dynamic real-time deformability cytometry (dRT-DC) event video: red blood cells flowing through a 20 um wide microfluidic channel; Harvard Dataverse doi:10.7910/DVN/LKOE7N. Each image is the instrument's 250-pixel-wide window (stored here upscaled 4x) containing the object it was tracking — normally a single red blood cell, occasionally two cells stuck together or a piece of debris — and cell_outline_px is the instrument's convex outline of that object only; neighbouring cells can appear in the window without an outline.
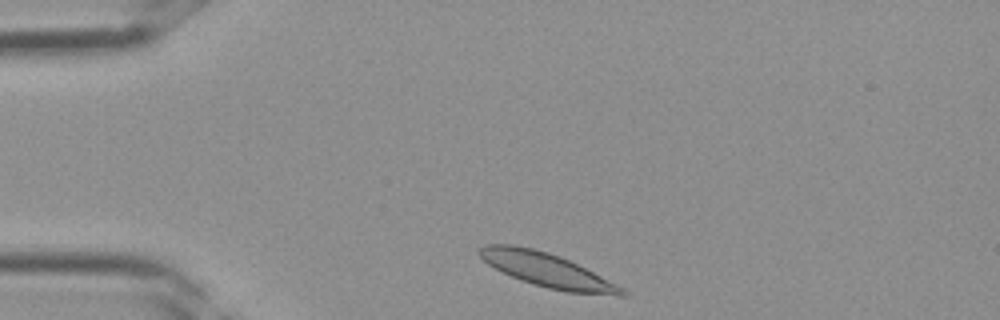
{"species": "Egyptian fruit bat (a non-hibernating species)", "species_latin": "Rousettus aegyptiacus", "temperature_condition": "room temperature", "stored_images_in_passage": 25, "camera_frame_rate_fps": 3000, "um_per_image_px": 0.085, "frame": {"image": 1, "passage_image": 1, "time_ms": 0.0, "image_size_px": [1000, 320], "cell_outline_px": [[628, 296], [620, 296], [568, 292], [548, 288], [532, 284], [520, 280], [488, 264], [476, 252], [484, 244], [512, 244], [532, 248], [548, 252], [560, 256], [624, 288], [628, 292]], "centroid_in_image_um": [46.49, 22.96], "position_along_channel_um": 38.5, "area_um2": 27.92}}
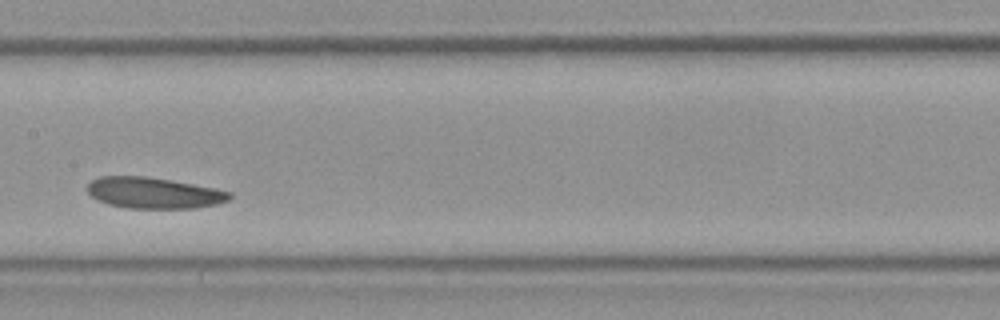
{"frame": {"image": 2, "passage_image": 12, "time_ms": 3.667, "image_size_px": [1000, 320], "cell_outline_px": [[232, 196], [228, 200], [216, 204], [196, 208], [128, 208], [108, 204], [96, 200], [88, 192], [88, 184], [92, 180], [100, 176], [144, 176], [216, 188], [232, 192]], "centroid_in_image_um": [13.07, 16.4], "position_along_channel_um": 194.3, "area_um2": 25.66}}
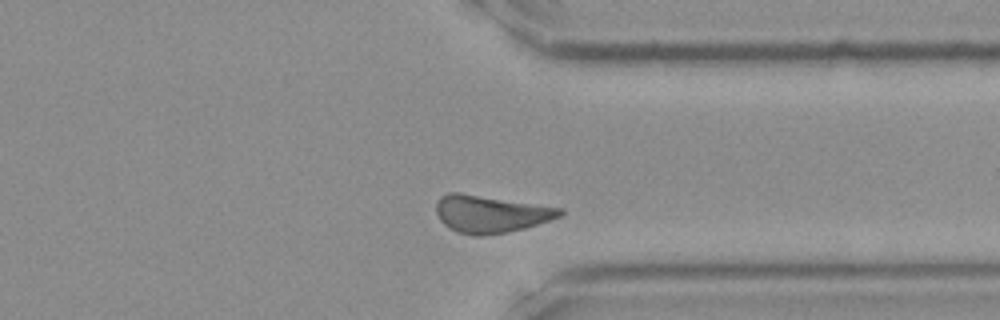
{"frame": {"image": 3, "passage_image": 22, "time_ms": 7.0, "image_size_px": [1000, 320], "cell_outline_px": [[564, 212], [560, 216], [524, 228], [484, 236], [472, 236], [456, 232], [448, 228], [440, 220], [436, 212], [436, 204], [440, 196], [448, 192], [460, 192], [564, 208]], "centroid_in_image_um": [41.66, 18.17], "position_along_channel_um": 369.7, "area_um2": 27.05}}